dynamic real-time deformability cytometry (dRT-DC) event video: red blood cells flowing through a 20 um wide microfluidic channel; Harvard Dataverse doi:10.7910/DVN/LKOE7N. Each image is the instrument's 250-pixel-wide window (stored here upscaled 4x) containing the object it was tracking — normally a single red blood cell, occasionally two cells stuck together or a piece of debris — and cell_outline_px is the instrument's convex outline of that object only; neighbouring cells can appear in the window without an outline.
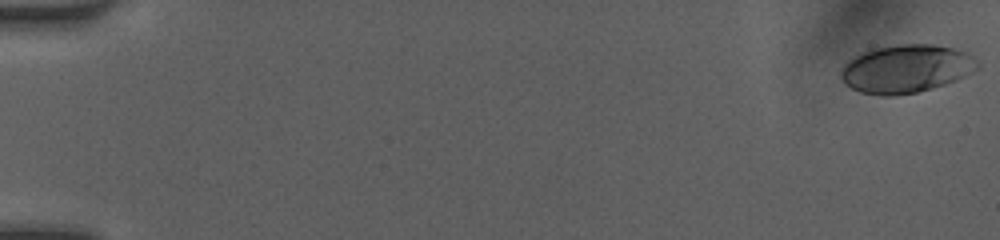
{"species": "human", "species_latin": "Homo sapiens", "temperature_condition": "room temperature", "stored_images_in_passage": 50, "camera_frame_rate_fps": 3000, "um_per_image_px": 0.085, "donor": {"sex": "female"}, "frame": {"image": 1, "passage_image": 1, "time_ms": 0.0, "image_size_px": [1000, 240], "cell_outline_px": [[980, 68], [956, 80], [932, 88], [916, 92], [892, 96], [880, 96], [860, 92], [844, 84], [840, 76], [840, 72], [844, 64], [848, 60], [864, 52], [896, 44], [932, 44], [952, 48], [968, 52], [980, 60]], "centroid_in_image_um": [77.06, 5.85], "position_along_channel_um": 7.9, "area_um2": 38.44}}
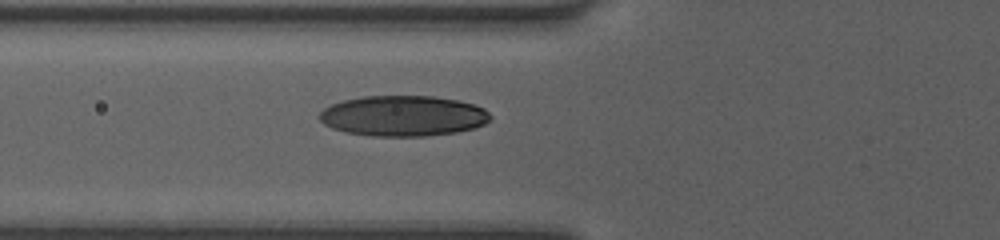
{"frame": {"image": 2, "passage_image": 20, "time_ms": 6.333, "image_size_px": [1000, 240], "cell_outline_px": [[492, 116], [484, 124], [476, 128], [456, 132], [428, 136], [372, 136], [344, 132], [332, 128], [324, 124], [320, 120], [320, 112], [324, 108], [332, 104], [344, 100], [360, 96], [432, 96], [456, 100], [472, 104], [484, 108]], "centroid_in_image_um": [34.26, 9.85], "position_along_channel_um": 91.5, "area_um2": 40.46}}
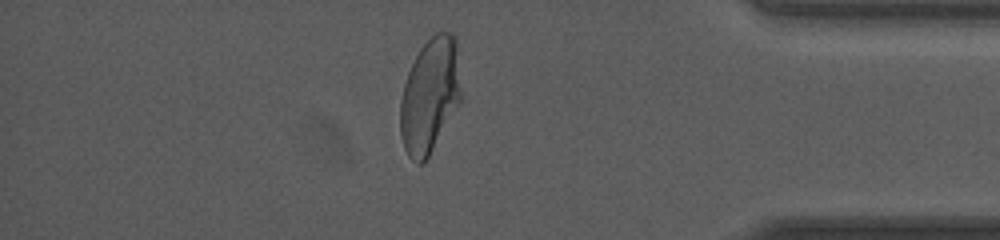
{"frame": {"image": 3, "passage_image": 44, "time_ms": 14.333, "image_size_px": [1000, 240], "cell_outline_px": [[460, 104], [428, 156], [420, 164], [416, 164], [408, 156], [404, 148], [400, 136], [400, 100], [404, 84], [408, 72], [420, 48], [436, 32], [452, 32], [456, 36], [460, 88]], "centroid_in_image_um": [36.53, 8.12], "position_along_channel_um": 398.7, "area_um2": 40.58}, "authors_computed_cell_mechanics": {"area_um2": 38.7549, "velocity_mm_per_s": 4.1506, "shape_relaxation_time_tau1_ms": 8.0376, "shape_relaxation_time_tau2_ms": 1.0435, "deformation_change_tau1": 0.2471, "deformation_change_tau2": 0.0572}}